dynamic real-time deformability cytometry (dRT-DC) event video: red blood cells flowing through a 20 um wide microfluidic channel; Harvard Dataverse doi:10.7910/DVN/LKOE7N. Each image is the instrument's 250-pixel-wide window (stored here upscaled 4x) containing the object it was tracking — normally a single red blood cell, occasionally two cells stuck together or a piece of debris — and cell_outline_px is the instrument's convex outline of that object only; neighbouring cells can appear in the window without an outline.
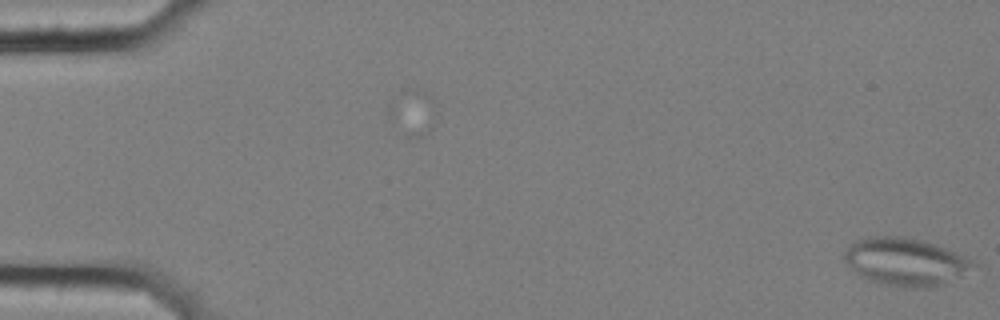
{"species": "common noctule bat (a hibernating species)", "species_latin": "Nyctalus noctula", "temperature_condition": "cold", "stored_images_in_passage": 3, "camera_frame_rate_fps": 3000, "um_per_image_px": 0.085, "animal": {"sex": "female", "body_mass_g": 25.1}, "frame": {"image": 1, "passage_image": 3, "time_ms": 0.667, "image_size_px": [1000, 320], "cell_outline_px": [[980, 264], [964, 276], [944, 284], [928, 288], [900, 288], [880, 284], [868, 280], [860, 276], [844, 260], [844, 252], [856, 240], [868, 236], [904, 236], [920, 240], [944, 248], [964, 256]], "centroid_in_image_um": [77.0, 22.28], "position_along_channel_um": 8.0, "area_um2": 36.18}}